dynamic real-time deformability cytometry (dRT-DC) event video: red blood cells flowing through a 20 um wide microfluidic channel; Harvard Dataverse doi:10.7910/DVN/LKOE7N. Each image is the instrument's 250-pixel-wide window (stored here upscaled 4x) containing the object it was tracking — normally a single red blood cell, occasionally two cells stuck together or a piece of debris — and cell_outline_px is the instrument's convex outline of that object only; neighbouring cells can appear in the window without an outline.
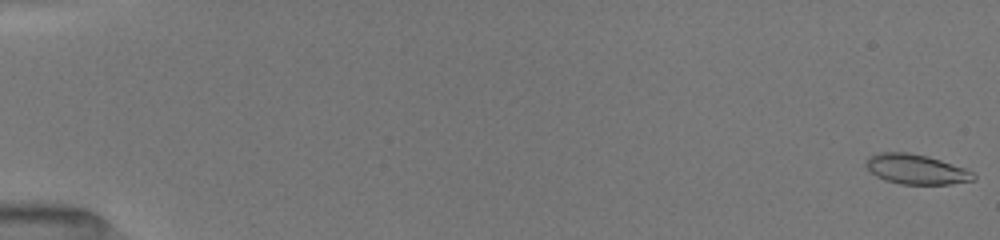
{"species": "common noctule bat (a hibernating species)", "species_latin": "Nyctalus noctula", "temperature_condition": "room temperature", "stored_images_in_passage": 67, "camera_frame_rate_fps": 3000, "um_per_image_px": 0.085, "animal": {"sex": "female", "body_mass_g": 19.5, "forearm_length_mm": 54.1}, "frame": {"image": 1, "passage_image": 1, "time_ms": 0.0, "image_size_px": [1000, 240], "cell_outline_px": [[976, 180], [948, 184], [900, 184], [884, 180], [876, 176], [864, 164], [868, 156], [880, 152], [908, 152], [928, 156], [964, 168], [972, 172], [976, 176]], "centroid_in_image_um": [77.85, 14.38], "position_along_channel_um": 7.1, "area_um2": 18.73}}
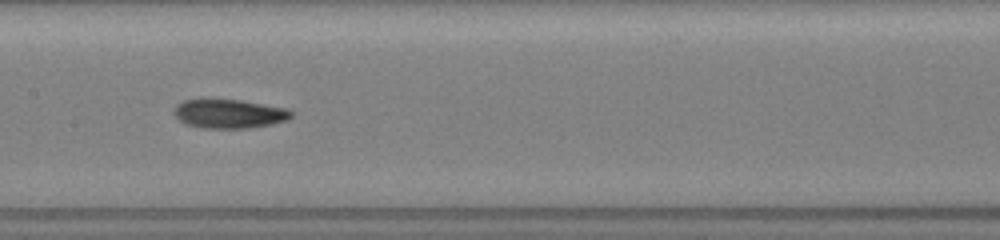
{"frame": {"image": 2, "passage_image": 39, "time_ms": 9.0, "image_size_px": [1000, 240], "cell_outline_px": [[292, 116], [288, 120], [272, 124], [248, 128], [204, 128], [184, 124], [172, 112], [176, 104], [184, 100], [204, 96], [240, 100], [288, 108], [292, 112]], "centroid_in_image_um": [19.42, 9.62], "position_along_channel_um": 188.0, "area_um2": 20.58}}
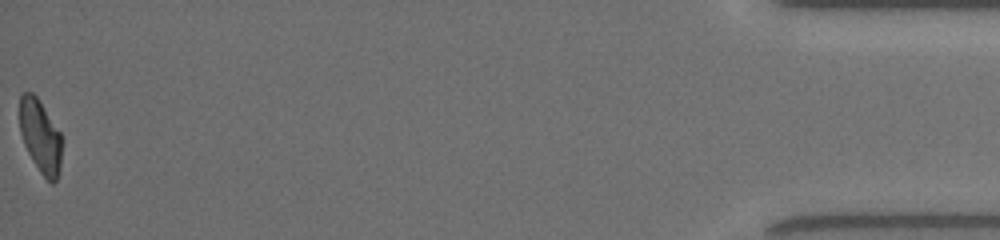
{"frame": {"image": 3, "passage_image": 67, "time_ms": 17.333, "image_size_px": [1000, 240], "cell_outline_px": [[60, 168], [56, 180], [52, 184], [40, 172], [32, 160], [24, 144], [20, 132], [20, 96], [24, 92], [32, 92], [40, 100], [60, 132]], "centroid_in_image_um": [3.41, 11.56], "position_along_channel_um": 431.8, "area_um2": 17.74}, "authors_computed_cell_mechanics": {"area_um2": 18.9584, "velocity_mm_per_s": 3.9909, "shape_relaxation_time_tau1_ms": null, "shape_relaxation_time_tau2_ms": 4.6151, "deformation_change_tau1": null, "deformation_change_tau2": 0.1152}}